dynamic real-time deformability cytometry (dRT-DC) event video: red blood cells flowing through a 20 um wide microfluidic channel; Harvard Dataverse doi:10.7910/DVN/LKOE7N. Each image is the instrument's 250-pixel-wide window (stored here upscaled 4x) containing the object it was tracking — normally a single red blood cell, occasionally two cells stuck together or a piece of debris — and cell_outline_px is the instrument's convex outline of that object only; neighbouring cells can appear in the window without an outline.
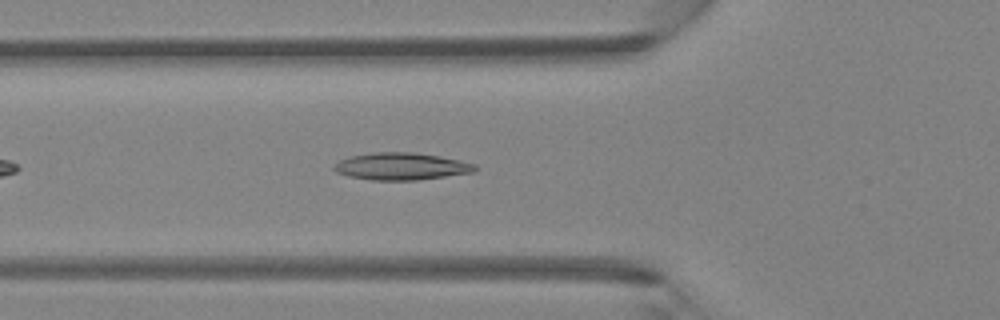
{"species": "Egyptian fruit bat (a non-hibernating species)", "species_latin": "Rousettus aegyptiacus", "temperature_condition": "room temperature", "stored_images_in_passage": 9, "camera_frame_rate_fps": 3000, "um_per_image_px": 0.085, "animal": {"sex": "female"}, "frame": {"image": 1, "passage_image": 6, "time_ms": 1.667, "image_size_px": [1000, 320], "cell_outline_px": [[480, 168], [476, 172], [420, 180], [372, 180], [348, 176], [336, 172], [332, 168], [340, 160], [348, 156], [372, 152], [412, 152], [440, 156], [460, 160], [476, 164]], "centroid_in_image_um": [34.15, 14.14], "position_along_channel_um": 91.6, "area_um2": 22.66}}